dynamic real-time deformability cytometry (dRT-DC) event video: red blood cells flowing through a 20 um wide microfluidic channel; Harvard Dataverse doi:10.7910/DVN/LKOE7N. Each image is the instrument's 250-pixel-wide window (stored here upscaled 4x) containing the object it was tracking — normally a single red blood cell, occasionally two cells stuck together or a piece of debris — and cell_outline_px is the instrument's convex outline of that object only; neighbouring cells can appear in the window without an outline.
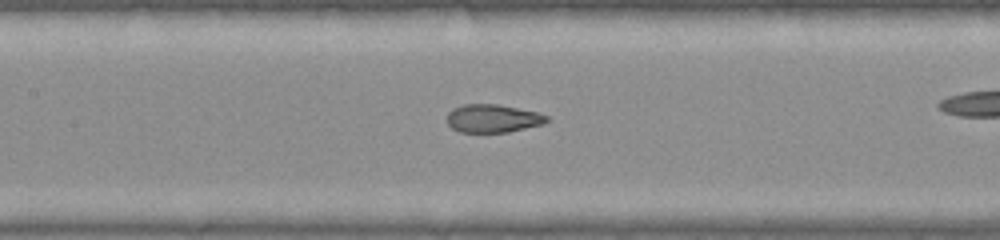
{"species": "common noctule bat (a hibernating species)", "species_latin": "Nyctalus noctula", "temperature_condition": "warm", "stored_images_in_passage": 40, "camera_frame_rate_fps": 3000, "um_per_image_px": 0.085, "animal": {"sex": "female", "body_mass_g": 22.0, "forearm_length_mm": 56.7}, "frame": {"image": 1, "passage_image": 23, "time_ms": 7.333, "image_size_px": [1000, 240], "cell_outline_px": [[552, 120], [544, 124], [508, 132], [460, 132], [452, 128], [448, 124], [448, 112], [452, 108], [464, 104], [496, 104], [536, 112], [548, 116]], "centroid_in_image_um": [41.91, 10.07], "position_along_channel_um": 165.5, "area_um2": 16.36}}
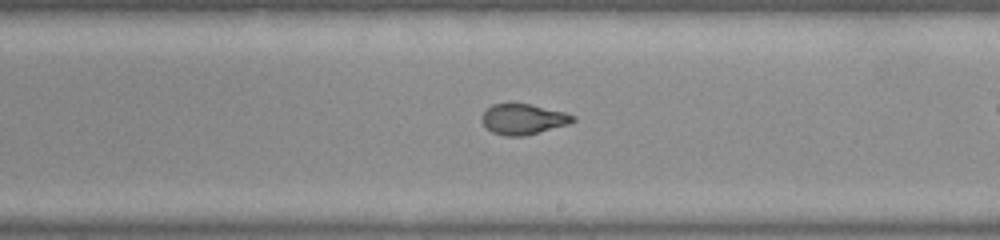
{"frame": {"image": 2, "passage_image": 29, "time_ms": 9.333, "image_size_px": [1000, 240], "cell_outline_px": [[576, 120], [568, 124], [524, 136], [504, 136], [492, 132], [480, 120], [480, 116], [492, 104], [532, 104], [564, 112], [576, 116]], "centroid_in_image_um": [44.47, 10.13], "position_along_channel_um": 244.5, "area_um2": 16.13}}